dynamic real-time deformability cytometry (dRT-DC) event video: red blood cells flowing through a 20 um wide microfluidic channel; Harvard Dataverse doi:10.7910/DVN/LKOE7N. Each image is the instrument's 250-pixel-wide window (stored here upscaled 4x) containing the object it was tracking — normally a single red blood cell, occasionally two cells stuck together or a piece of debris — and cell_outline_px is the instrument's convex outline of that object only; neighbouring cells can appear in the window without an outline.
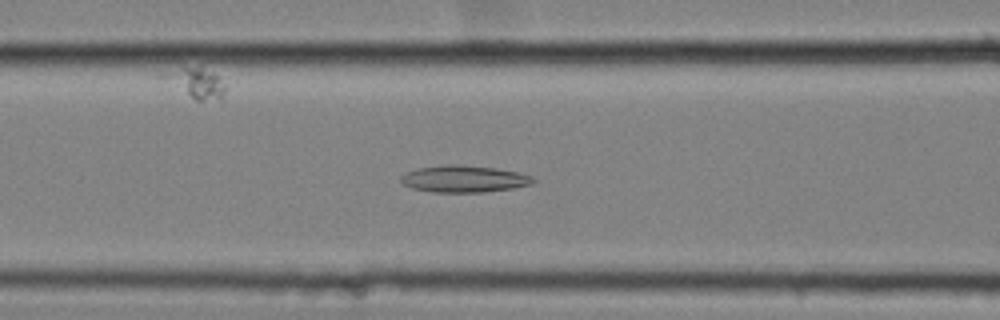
{"species": "common noctule bat (a hibernating species)", "species_latin": "Nyctalus noctula", "temperature_condition": "cold", "stored_images_in_passage": 47, "camera_frame_rate_fps": 3000, "um_per_image_px": 0.085, "animal": {"sex": "female", "body_mass_g": 25.1}, "frame": {"image": 1, "passage_image": 14, "time_ms": 4.333, "image_size_px": [1000, 320], "cell_outline_px": [[536, 180], [532, 184], [512, 188], [484, 192], [432, 192], [412, 188], [404, 184], [400, 180], [400, 176], [408, 172], [420, 168], [444, 164], [456, 164], [496, 168], [520, 172], [532, 176]], "centroid_in_image_um": [39.47, 15.2], "position_along_channel_um": 127.1, "area_um2": 20.69}}
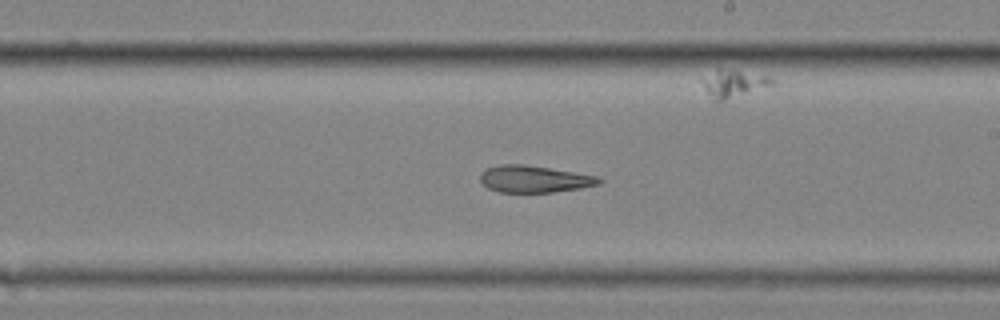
{"frame": {"image": 2, "passage_image": 24, "time_ms": 7.667, "image_size_px": [1000, 320], "cell_outline_px": [[604, 180], [600, 184], [580, 188], [552, 192], [500, 192], [488, 188], [480, 180], [480, 172], [488, 168], [500, 164], [524, 164], [596, 176]], "centroid_in_image_um": [45.39, 15.22], "position_along_channel_um": 243.6, "area_um2": 18.44}}
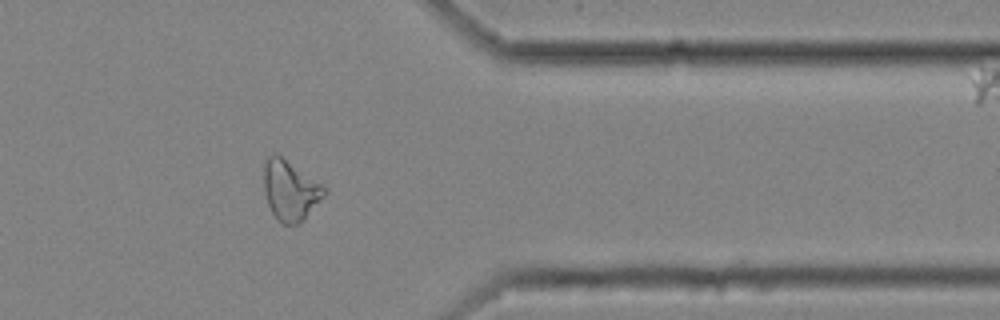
{"frame": {"image": 3, "passage_image": 37, "time_ms": 12.0, "image_size_px": [1000, 320], "cell_outline_px": [[328, 192], [304, 220], [300, 224], [280, 224], [276, 220], [268, 204], [264, 192], [264, 160], [268, 156], [280, 156], [328, 188]], "centroid_in_image_um": [24.68, 16.23], "position_along_channel_um": 386.7, "area_um2": 21.15}}